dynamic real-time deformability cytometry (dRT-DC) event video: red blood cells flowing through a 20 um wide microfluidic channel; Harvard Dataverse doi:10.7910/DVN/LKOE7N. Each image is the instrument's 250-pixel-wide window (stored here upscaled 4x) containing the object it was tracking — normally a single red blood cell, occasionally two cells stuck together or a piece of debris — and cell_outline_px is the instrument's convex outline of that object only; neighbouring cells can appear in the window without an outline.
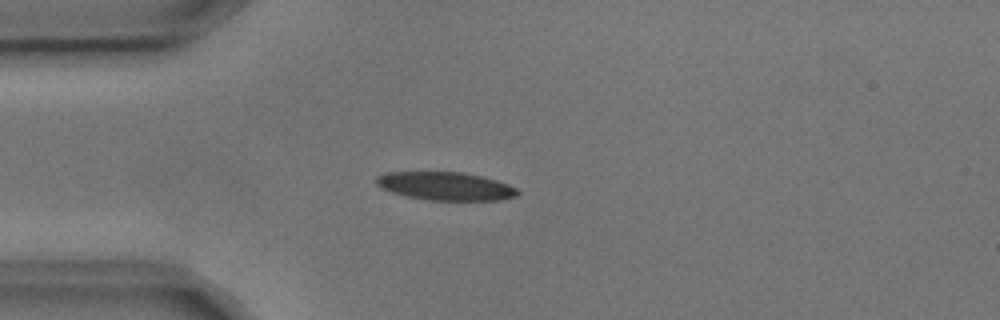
{"species": "common noctule bat (a hibernating species)", "species_latin": "Nyctalus noctula", "temperature_condition": "cold", "stored_images_in_passage": 4, "camera_frame_rate_fps": 3000, "um_per_image_px": 0.085, "animal": {"sex": "male", "body_mass_g": 17.9, "forearm_length_mm": 54.2}, "frame": {"image": 1, "passage_image": 1, "time_ms": 0.0, "image_size_px": [1000, 320], "cell_outline_px": [[520, 192], [516, 196], [500, 200], [428, 200], [404, 196], [380, 188], [376, 184], [376, 176], [388, 172], [460, 172], [480, 176], [496, 180], [508, 184], [516, 188]], "centroid_in_image_um": [37.84, 15.82], "position_along_channel_um": 47.2, "area_um2": 23.24}}
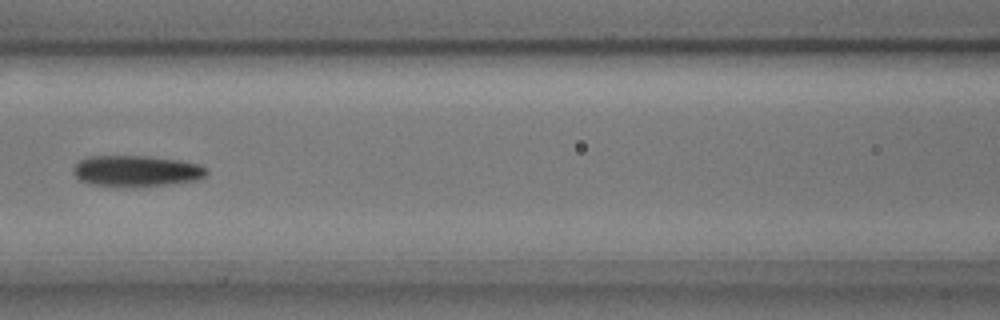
{"frame": {"image": 2, "passage_image": 4, "time_ms": 1.0, "image_size_px": [1000, 320], "cell_outline_px": [[208, 172], [200, 180], [168, 184], [88, 184], [80, 180], [72, 172], [72, 168], [80, 160], [88, 156], [148, 156], [180, 160], [200, 164], [208, 168]], "centroid_in_image_um": [11.63, 14.49], "position_along_channel_um": 155.0, "area_um2": 23.52}}